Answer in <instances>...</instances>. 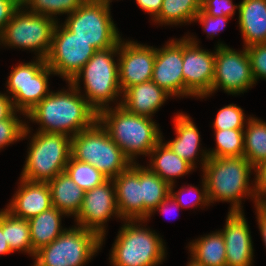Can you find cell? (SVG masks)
I'll return each instance as SVG.
<instances>
[{
	"label": "cell",
	"mask_w": 266,
	"mask_h": 266,
	"mask_svg": "<svg viewBox=\"0 0 266 266\" xmlns=\"http://www.w3.org/2000/svg\"><path fill=\"white\" fill-rule=\"evenodd\" d=\"M176 138L166 144L179 157L194 167V159L198 152L200 134L193 121L185 114H178L175 119Z\"/></svg>",
	"instance_id": "484cf974"
},
{
	"label": "cell",
	"mask_w": 266,
	"mask_h": 266,
	"mask_svg": "<svg viewBox=\"0 0 266 266\" xmlns=\"http://www.w3.org/2000/svg\"><path fill=\"white\" fill-rule=\"evenodd\" d=\"M163 0H136L138 6L144 11L150 13L155 18L162 7Z\"/></svg>",
	"instance_id": "ee69618b"
},
{
	"label": "cell",
	"mask_w": 266,
	"mask_h": 266,
	"mask_svg": "<svg viewBox=\"0 0 266 266\" xmlns=\"http://www.w3.org/2000/svg\"><path fill=\"white\" fill-rule=\"evenodd\" d=\"M189 188L190 189L182 188L181 191H179L177 193H175V192L173 193V185H170L171 204L176 205L177 208L187 207V205L184 203L185 201H184L183 196H181V195H183L182 192L184 193L185 191H187L189 193L190 192L196 193L195 196H197V197H196V200L194 199L195 201L192 200V207H194L195 205H199V204H204V205L209 204V199H208V195H207L205 181H203L202 193H200L197 188H194L192 186H190ZM184 189H186V190H184ZM190 205L191 204H189V206Z\"/></svg>",
	"instance_id": "f35d334b"
},
{
	"label": "cell",
	"mask_w": 266,
	"mask_h": 266,
	"mask_svg": "<svg viewBox=\"0 0 266 266\" xmlns=\"http://www.w3.org/2000/svg\"><path fill=\"white\" fill-rule=\"evenodd\" d=\"M123 96L121 106L128 112L151 118L171 95L151 80L127 88Z\"/></svg>",
	"instance_id": "44dd1931"
},
{
	"label": "cell",
	"mask_w": 266,
	"mask_h": 266,
	"mask_svg": "<svg viewBox=\"0 0 266 266\" xmlns=\"http://www.w3.org/2000/svg\"><path fill=\"white\" fill-rule=\"evenodd\" d=\"M63 212L55 207L40 213L28 220L30 225L31 243L33 251L49 245L59 237L66 229H61V217Z\"/></svg>",
	"instance_id": "d4e9b609"
},
{
	"label": "cell",
	"mask_w": 266,
	"mask_h": 266,
	"mask_svg": "<svg viewBox=\"0 0 266 266\" xmlns=\"http://www.w3.org/2000/svg\"><path fill=\"white\" fill-rule=\"evenodd\" d=\"M71 157L91 164L108 179H114L134 164L98 120L90 128L71 136Z\"/></svg>",
	"instance_id": "277c9868"
},
{
	"label": "cell",
	"mask_w": 266,
	"mask_h": 266,
	"mask_svg": "<svg viewBox=\"0 0 266 266\" xmlns=\"http://www.w3.org/2000/svg\"><path fill=\"white\" fill-rule=\"evenodd\" d=\"M65 172L84 191L103 184L108 178L94 166L70 157Z\"/></svg>",
	"instance_id": "d6a6232c"
},
{
	"label": "cell",
	"mask_w": 266,
	"mask_h": 266,
	"mask_svg": "<svg viewBox=\"0 0 266 266\" xmlns=\"http://www.w3.org/2000/svg\"><path fill=\"white\" fill-rule=\"evenodd\" d=\"M247 120L243 156L255 168L266 161V123L253 117Z\"/></svg>",
	"instance_id": "f546056e"
},
{
	"label": "cell",
	"mask_w": 266,
	"mask_h": 266,
	"mask_svg": "<svg viewBox=\"0 0 266 266\" xmlns=\"http://www.w3.org/2000/svg\"><path fill=\"white\" fill-rule=\"evenodd\" d=\"M192 259L202 266H226L225 241L220 231L190 243Z\"/></svg>",
	"instance_id": "4316f807"
},
{
	"label": "cell",
	"mask_w": 266,
	"mask_h": 266,
	"mask_svg": "<svg viewBox=\"0 0 266 266\" xmlns=\"http://www.w3.org/2000/svg\"><path fill=\"white\" fill-rule=\"evenodd\" d=\"M52 207L47 182H33L21 178L19 190L7 210L14 216L29 220Z\"/></svg>",
	"instance_id": "ffe728a7"
},
{
	"label": "cell",
	"mask_w": 266,
	"mask_h": 266,
	"mask_svg": "<svg viewBox=\"0 0 266 266\" xmlns=\"http://www.w3.org/2000/svg\"><path fill=\"white\" fill-rule=\"evenodd\" d=\"M255 169L244 157L211 158L203 166L209 203L222 200L232 202L230 211H241V198L251 194L255 198V189L249 186V174ZM249 186V187H248Z\"/></svg>",
	"instance_id": "3957f363"
},
{
	"label": "cell",
	"mask_w": 266,
	"mask_h": 266,
	"mask_svg": "<svg viewBox=\"0 0 266 266\" xmlns=\"http://www.w3.org/2000/svg\"><path fill=\"white\" fill-rule=\"evenodd\" d=\"M239 5H233L232 0H202L201 9L211 16L232 17Z\"/></svg>",
	"instance_id": "74e56055"
},
{
	"label": "cell",
	"mask_w": 266,
	"mask_h": 266,
	"mask_svg": "<svg viewBox=\"0 0 266 266\" xmlns=\"http://www.w3.org/2000/svg\"><path fill=\"white\" fill-rule=\"evenodd\" d=\"M229 18L226 16H211L200 9L194 21H200L204 25V30L212 37L218 31L223 30Z\"/></svg>",
	"instance_id": "ab89813d"
},
{
	"label": "cell",
	"mask_w": 266,
	"mask_h": 266,
	"mask_svg": "<svg viewBox=\"0 0 266 266\" xmlns=\"http://www.w3.org/2000/svg\"><path fill=\"white\" fill-rule=\"evenodd\" d=\"M105 1L110 5L111 0H105Z\"/></svg>",
	"instance_id": "681fc988"
},
{
	"label": "cell",
	"mask_w": 266,
	"mask_h": 266,
	"mask_svg": "<svg viewBox=\"0 0 266 266\" xmlns=\"http://www.w3.org/2000/svg\"><path fill=\"white\" fill-rule=\"evenodd\" d=\"M194 38H183V96L205 97L211 94L215 52L202 50Z\"/></svg>",
	"instance_id": "5bb4252c"
},
{
	"label": "cell",
	"mask_w": 266,
	"mask_h": 266,
	"mask_svg": "<svg viewBox=\"0 0 266 266\" xmlns=\"http://www.w3.org/2000/svg\"><path fill=\"white\" fill-rule=\"evenodd\" d=\"M8 78L7 88L12 93L14 108L24 115L38 104L48 92V76L54 71L39 58L36 62L20 64L13 68Z\"/></svg>",
	"instance_id": "8fae6325"
},
{
	"label": "cell",
	"mask_w": 266,
	"mask_h": 266,
	"mask_svg": "<svg viewBox=\"0 0 266 266\" xmlns=\"http://www.w3.org/2000/svg\"><path fill=\"white\" fill-rule=\"evenodd\" d=\"M187 266H202L201 264L196 263L193 259L189 262Z\"/></svg>",
	"instance_id": "c3c4849f"
},
{
	"label": "cell",
	"mask_w": 266,
	"mask_h": 266,
	"mask_svg": "<svg viewBox=\"0 0 266 266\" xmlns=\"http://www.w3.org/2000/svg\"><path fill=\"white\" fill-rule=\"evenodd\" d=\"M2 231L5 233L6 242L12 252L22 250L35 256L28 220L18 218L4 209L2 211Z\"/></svg>",
	"instance_id": "83f0119b"
},
{
	"label": "cell",
	"mask_w": 266,
	"mask_h": 266,
	"mask_svg": "<svg viewBox=\"0 0 266 266\" xmlns=\"http://www.w3.org/2000/svg\"><path fill=\"white\" fill-rule=\"evenodd\" d=\"M238 10L245 47L266 43V0H243Z\"/></svg>",
	"instance_id": "7402d4cb"
},
{
	"label": "cell",
	"mask_w": 266,
	"mask_h": 266,
	"mask_svg": "<svg viewBox=\"0 0 266 266\" xmlns=\"http://www.w3.org/2000/svg\"><path fill=\"white\" fill-rule=\"evenodd\" d=\"M128 220L118 232L111 262L113 266H156L165 256L162 239L152 231Z\"/></svg>",
	"instance_id": "52a82bcc"
},
{
	"label": "cell",
	"mask_w": 266,
	"mask_h": 266,
	"mask_svg": "<svg viewBox=\"0 0 266 266\" xmlns=\"http://www.w3.org/2000/svg\"><path fill=\"white\" fill-rule=\"evenodd\" d=\"M132 164L113 180L119 216L128 220H143V200L141 192V166Z\"/></svg>",
	"instance_id": "d6986e66"
},
{
	"label": "cell",
	"mask_w": 266,
	"mask_h": 266,
	"mask_svg": "<svg viewBox=\"0 0 266 266\" xmlns=\"http://www.w3.org/2000/svg\"><path fill=\"white\" fill-rule=\"evenodd\" d=\"M252 84H255V80L246 47L239 53L224 44H218L211 93L219 87L229 94L243 93Z\"/></svg>",
	"instance_id": "4fadbf2b"
},
{
	"label": "cell",
	"mask_w": 266,
	"mask_h": 266,
	"mask_svg": "<svg viewBox=\"0 0 266 266\" xmlns=\"http://www.w3.org/2000/svg\"><path fill=\"white\" fill-rule=\"evenodd\" d=\"M47 184L51 192L52 207L66 215L76 216L82 205L85 191L66 172L59 173Z\"/></svg>",
	"instance_id": "603a6c76"
},
{
	"label": "cell",
	"mask_w": 266,
	"mask_h": 266,
	"mask_svg": "<svg viewBox=\"0 0 266 266\" xmlns=\"http://www.w3.org/2000/svg\"><path fill=\"white\" fill-rule=\"evenodd\" d=\"M254 169L256 171L255 181V205L266 206V200L262 196L266 194V161L262 162ZM262 195V196H261ZM266 198V197H265Z\"/></svg>",
	"instance_id": "60d3db41"
},
{
	"label": "cell",
	"mask_w": 266,
	"mask_h": 266,
	"mask_svg": "<svg viewBox=\"0 0 266 266\" xmlns=\"http://www.w3.org/2000/svg\"><path fill=\"white\" fill-rule=\"evenodd\" d=\"M216 149L203 152L202 166L209 157H241L244 152V129L215 130Z\"/></svg>",
	"instance_id": "1f68e13d"
},
{
	"label": "cell",
	"mask_w": 266,
	"mask_h": 266,
	"mask_svg": "<svg viewBox=\"0 0 266 266\" xmlns=\"http://www.w3.org/2000/svg\"><path fill=\"white\" fill-rule=\"evenodd\" d=\"M105 108L98 113V121L133 163L136 155H147L162 140L160 130L150 117L128 112L121 106Z\"/></svg>",
	"instance_id": "7a4b0ae2"
},
{
	"label": "cell",
	"mask_w": 266,
	"mask_h": 266,
	"mask_svg": "<svg viewBox=\"0 0 266 266\" xmlns=\"http://www.w3.org/2000/svg\"><path fill=\"white\" fill-rule=\"evenodd\" d=\"M169 203H171V195L170 194L150 214H152L155 210L157 211V209L159 211H162L163 213L168 212Z\"/></svg>",
	"instance_id": "7dc6e473"
},
{
	"label": "cell",
	"mask_w": 266,
	"mask_h": 266,
	"mask_svg": "<svg viewBox=\"0 0 266 266\" xmlns=\"http://www.w3.org/2000/svg\"><path fill=\"white\" fill-rule=\"evenodd\" d=\"M15 114L10 118L0 120V148L26 137L30 132L27 125L20 122Z\"/></svg>",
	"instance_id": "d590c367"
},
{
	"label": "cell",
	"mask_w": 266,
	"mask_h": 266,
	"mask_svg": "<svg viewBox=\"0 0 266 266\" xmlns=\"http://www.w3.org/2000/svg\"><path fill=\"white\" fill-rule=\"evenodd\" d=\"M113 214H117L120 218L114 182L112 179H108L103 184L84 192L82 205L75 217L79 227L95 232L103 242L104 223Z\"/></svg>",
	"instance_id": "9a60e30c"
},
{
	"label": "cell",
	"mask_w": 266,
	"mask_h": 266,
	"mask_svg": "<svg viewBox=\"0 0 266 266\" xmlns=\"http://www.w3.org/2000/svg\"><path fill=\"white\" fill-rule=\"evenodd\" d=\"M202 0H163L159 14L154 21L165 24H179L194 21L201 9Z\"/></svg>",
	"instance_id": "4dcf8cb0"
},
{
	"label": "cell",
	"mask_w": 266,
	"mask_h": 266,
	"mask_svg": "<svg viewBox=\"0 0 266 266\" xmlns=\"http://www.w3.org/2000/svg\"><path fill=\"white\" fill-rule=\"evenodd\" d=\"M21 178L33 182H48L65 167L71 157V136L38 131L30 144Z\"/></svg>",
	"instance_id": "5b68a950"
},
{
	"label": "cell",
	"mask_w": 266,
	"mask_h": 266,
	"mask_svg": "<svg viewBox=\"0 0 266 266\" xmlns=\"http://www.w3.org/2000/svg\"><path fill=\"white\" fill-rule=\"evenodd\" d=\"M246 50L255 82L259 77L266 79V43L251 45Z\"/></svg>",
	"instance_id": "8d00e7d4"
},
{
	"label": "cell",
	"mask_w": 266,
	"mask_h": 266,
	"mask_svg": "<svg viewBox=\"0 0 266 266\" xmlns=\"http://www.w3.org/2000/svg\"><path fill=\"white\" fill-rule=\"evenodd\" d=\"M118 52L119 43L112 48L97 50L70 82L78 86L79 79L83 77L86 100L88 99V104L97 113L107 108L106 103L113 101L122 93L119 85L118 65L113 59V54Z\"/></svg>",
	"instance_id": "8992f818"
},
{
	"label": "cell",
	"mask_w": 266,
	"mask_h": 266,
	"mask_svg": "<svg viewBox=\"0 0 266 266\" xmlns=\"http://www.w3.org/2000/svg\"><path fill=\"white\" fill-rule=\"evenodd\" d=\"M11 98L0 93V120L10 118L15 112Z\"/></svg>",
	"instance_id": "7bdbcfd3"
},
{
	"label": "cell",
	"mask_w": 266,
	"mask_h": 266,
	"mask_svg": "<svg viewBox=\"0 0 266 266\" xmlns=\"http://www.w3.org/2000/svg\"><path fill=\"white\" fill-rule=\"evenodd\" d=\"M64 25L96 50L112 48L121 40L105 0H86L69 14Z\"/></svg>",
	"instance_id": "9c48e42d"
},
{
	"label": "cell",
	"mask_w": 266,
	"mask_h": 266,
	"mask_svg": "<svg viewBox=\"0 0 266 266\" xmlns=\"http://www.w3.org/2000/svg\"><path fill=\"white\" fill-rule=\"evenodd\" d=\"M101 245L95 232L75 226L36 251L34 266H83Z\"/></svg>",
	"instance_id": "ba28073f"
},
{
	"label": "cell",
	"mask_w": 266,
	"mask_h": 266,
	"mask_svg": "<svg viewBox=\"0 0 266 266\" xmlns=\"http://www.w3.org/2000/svg\"><path fill=\"white\" fill-rule=\"evenodd\" d=\"M21 6V0H0V33Z\"/></svg>",
	"instance_id": "b9f144b4"
},
{
	"label": "cell",
	"mask_w": 266,
	"mask_h": 266,
	"mask_svg": "<svg viewBox=\"0 0 266 266\" xmlns=\"http://www.w3.org/2000/svg\"><path fill=\"white\" fill-rule=\"evenodd\" d=\"M15 11L11 20L0 33V42L8 46L32 49L45 59L50 51L52 36L57 21L54 18L32 12ZM26 12V13H25Z\"/></svg>",
	"instance_id": "30bf717a"
},
{
	"label": "cell",
	"mask_w": 266,
	"mask_h": 266,
	"mask_svg": "<svg viewBox=\"0 0 266 266\" xmlns=\"http://www.w3.org/2000/svg\"><path fill=\"white\" fill-rule=\"evenodd\" d=\"M183 39L156 49L152 81L171 96H183Z\"/></svg>",
	"instance_id": "e0dca14e"
},
{
	"label": "cell",
	"mask_w": 266,
	"mask_h": 266,
	"mask_svg": "<svg viewBox=\"0 0 266 266\" xmlns=\"http://www.w3.org/2000/svg\"><path fill=\"white\" fill-rule=\"evenodd\" d=\"M86 0H21L22 6L29 5L30 12L51 17L74 12Z\"/></svg>",
	"instance_id": "836d02e7"
},
{
	"label": "cell",
	"mask_w": 266,
	"mask_h": 266,
	"mask_svg": "<svg viewBox=\"0 0 266 266\" xmlns=\"http://www.w3.org/2000/svg\"><path fill=\"white\" fill-rule=\"evenodd\" d=\"M69 85L71 93L50 92L26 113L30 120L41 124L40 132L74 136L98 120V113L79 95V85Z\"/></svg>",
	"instance_id": "6da1fadb"
},
{
	"label": "cell",
	"mask_w": 266,
	"mask_h": 266,
	"mask_svg": "<svg viewBox=\"0 0 266 266\" xmlns=\"http://www.w3.org/2000/svg\"><path fill=\"white\" fill-rule=\"evenodd\" d=\"M260 232L266 245V206L256 205Z\"/></svg>",
	"instance_id": "f6af8a7d"
},
{
	"label": "cell",
	"mask_w": 266,
	"mask_h": 266,
	"mask_svg": "<svg viewBox=\"0 0 266 266\" xmlns=\"http://www.w3.org/2000/svg\"><path fill=\"white\" fill-rule=\"evenodd\" d=\"M150 154H152L151 157L155 156L151 158L149 169L169 185L174 184V177L183 176L194 168L189 162L174 153L166 143H162V140Z\"/></svg>",
	"instance_id": "cb8c5ba5"
},
{
	"label": "cell",
	"mask_w": 266,
	"mask_h": 266,
	"mask_svg": "<svg viewBox=\"0 0 266 266\" xmlns=\"http://www.w3.org/2000/svg\"><path fill=\"white\" fill-rule=\"evenodd\" d=\"M121 43L122 40L119 42L118 74L119 85L124 92L131 86L151 81L156 48L133 41Z\"/></svg>",
	"instance_id": "2e32d148"
},
{
	"label": "cell",
	"mask_w": 266,
	"mask_h": 266,
	"mask_svg": "<svg viewBox=\"0 0 266 266\" xmlns=\"http://www.w3.org/2000/svg\"><path fill=\"white\" fill-rule=\"evenodd\" d=\"M220 232L225 241L226 266H251L253 246L242 211H230Z\"/></svg>",
	"instance_id": "ac0fdd59"
},
{
	"label": "cell",
	"mask_w": 266,
	"mask_h": 266,
	"mask_svg": "<svg viewBox=\"0 0 266 266\" xmlns=\"http://www.w3.org/2000/svg\"><path fill=\"white\" fill-rule=\"evenodd\" d=\"M244 113L240 107L230 104L218 111L214 121L215 130L244 129Z\"/></svg>",
	"instance_id": "e575fe53"
},
{
	"label": "cell",
	"mask_w": 266,
	"mask_h": 266,
	"mask_svg": "<svg viewBox=\"0 0 266 266\" xmlns=\"http://www.w3.org/2000/svg\"><path fill=\"white\" fill-rule=\"evenodd\" d=\"M143 221L170 194V185L148 167H141Z\"/></svg>",
	"instance_id": "f1b7e54d"
},
{
	"label": "cell",
	"mask_w": 266,
	"mask_h": 266,
	"mask_svg": "<svg viewBox=\"0 0 266 266\" xmlns=\"http://www.w3.org/2000/svg\"><path fill=\"white\" fill-rule=\"evenodd\" d=\"M58 28V25L54 28L51 48L45 60L54 74L71 82L97 50L76 37L65 25L62 29Z\"/></svg>",
	"instance_id": "7c38bea8"
},
{
	"label": "cell",
	"mask_w": 266,
	"mask_h": 266,
	"mask_svg": "<svg viewBox=\"0 0 266 266\" xmlns=\"http://www.w3.org/2000/svg\"><path fill=\"white\" fill-rule=\"evenodd\" d=\"M12 253L6 242L5 233L2 231V211L0 212V255Z\"/></svg>",
	"instance_id": "bcb514c9"
}]
</instances>
